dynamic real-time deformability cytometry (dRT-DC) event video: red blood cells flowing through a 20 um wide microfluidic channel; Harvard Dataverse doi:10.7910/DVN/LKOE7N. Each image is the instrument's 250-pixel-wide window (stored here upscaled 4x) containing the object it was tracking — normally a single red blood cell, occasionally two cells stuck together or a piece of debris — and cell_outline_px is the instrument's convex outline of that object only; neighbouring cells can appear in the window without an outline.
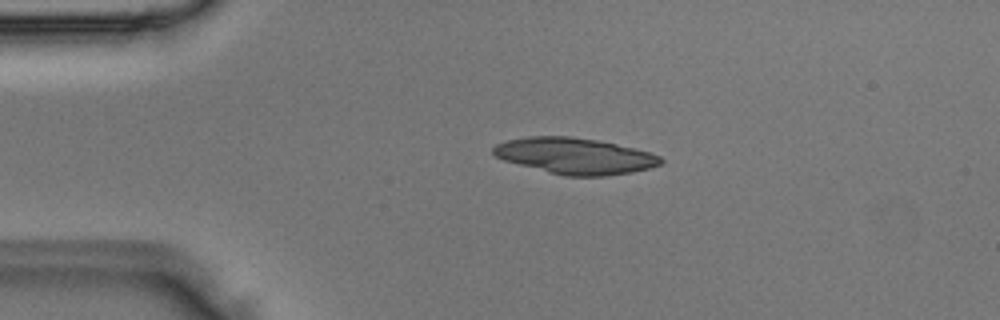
{"species": "Egyptian fruit bat (a non-hibernating species)", "species_latin": "Rousettus aegyptiacus", "temperature_condition": "room temperature", "stored_images_in_passage": 3, "camera_frame_rate_fps": 3000, "um_per_image_px": 0.085, "animal": {"sex": "male"}, "frame": {"image": 1, "passage_image": 2, "time_ms": 0.333, "image_size_px": [1000, 320], "cell_outline_px": [[664, 160], [660, 164], [648, 168], [632, 172], [604, 176], [564, 176], [548, 172], [504, 160], [496, 156], [492, 152], [492, 148], [496, 144], [508, 140], [528, 136], [572, 136], [596, 140], [616, 144], [648, 152], [660, 156]], "centroid_in_image_um": [48.85, 13.25], "position_along_channel_um": 36.2, "area_um2": 34.97}}